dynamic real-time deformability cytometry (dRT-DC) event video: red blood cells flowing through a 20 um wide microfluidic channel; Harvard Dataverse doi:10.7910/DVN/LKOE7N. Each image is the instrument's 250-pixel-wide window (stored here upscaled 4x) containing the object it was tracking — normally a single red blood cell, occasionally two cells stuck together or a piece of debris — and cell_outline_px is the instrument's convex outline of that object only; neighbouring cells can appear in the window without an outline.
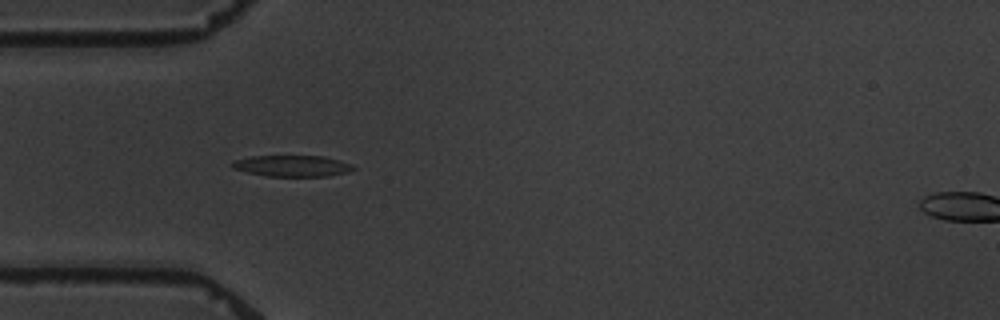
{"species": "common noctule bat (a hibernating species)", "species_latin": "Nyctalus noctula", "temperature_condition": "warm", "stored_images_in_passage": 4, "camera_frame_rate_fps": 3000, "um_per_image_px": 0.085, "animal": {"sex": "male", "body_mass_g": 19.5, "forearm_length_mm": 54.6}, "frame": {"image": 1, "passage_image": 3, "time_ms": 4.333, "image_size_px": [1000, 320], "cell_outline_px": [[356, 168], [348, 172], [328, 176], [268, 176], [248, 172], [232, 168], [232, 160], [252, 156], [324, 156], [340, 160], [352, 164]], "centroid_in_image_um": [24.86, 14.09], "position_along_channel_um": 60.1, "area_um2": 14.97}}
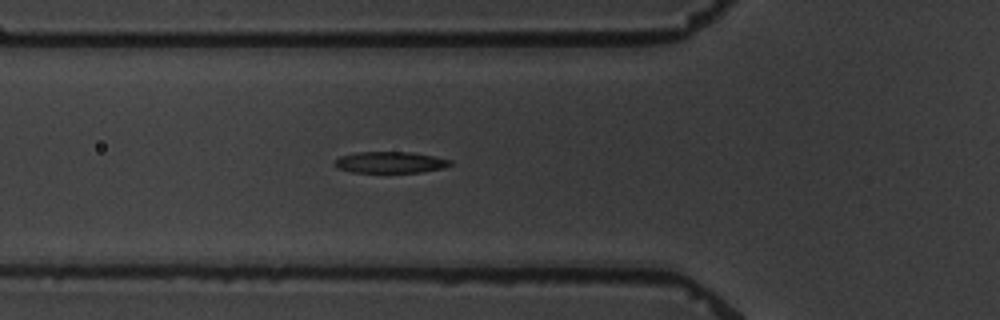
{"frame": {"image": 2, "passage_image": 4, "time_ms": 5.333, "image_size_px": [1000, 320], "cell_outline_px": [[452, 164], [444, 168], [420, 172], [352, 172], [336, 168], [332, 164], [340, 156], [356, 152], [412, 152], [452, 160]], "centroid_in_image_um": [33.14, 13.8], "position_along_channel_um": 92.7, "area_um2": 14.39}}